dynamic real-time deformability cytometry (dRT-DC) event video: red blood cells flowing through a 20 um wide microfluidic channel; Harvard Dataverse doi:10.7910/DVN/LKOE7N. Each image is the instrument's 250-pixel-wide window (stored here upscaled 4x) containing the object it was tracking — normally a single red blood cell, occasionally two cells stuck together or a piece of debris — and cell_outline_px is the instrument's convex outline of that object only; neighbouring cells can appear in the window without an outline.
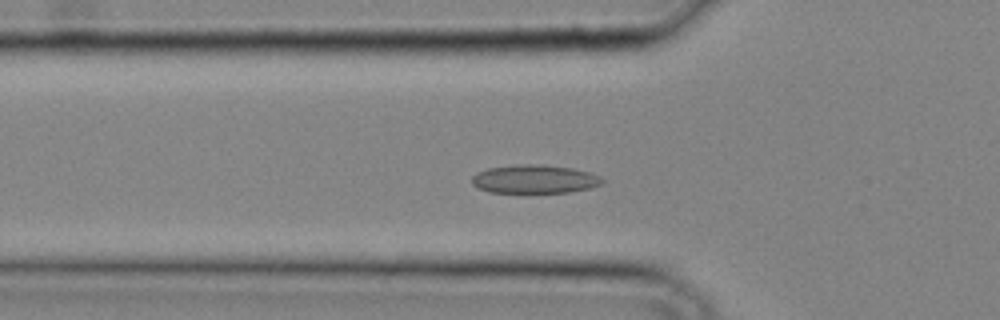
{"species": "common noctule bat (a hibernating species)", "species_latin": "Nyctalus noctula", "temperature_condition": "cold", "stored_images_in_passage": 27, "camera_frame_rate_fps": 3000, "um_per_image_px": 0.085, "animal": {"sex": "male", "body_mass_g": 20.4}, "frame": {"image": 1, "passage_image": 4, "time_ms": 1.0, "image_size_px": [1000, 320], "cell_outline_px": [[604, 180], [600, 184], [592, 188], [568, 192], [488, 192], [472, 184], [472, 176], [476, 172], [488, 168], [516, 164], [540, 164], [572, 168], [588, 172], [600, 176]], "centroid_in_image_um": [45.42, 15.21], "position_along_channel_um": 80.4, "area_um2": 21.62}}
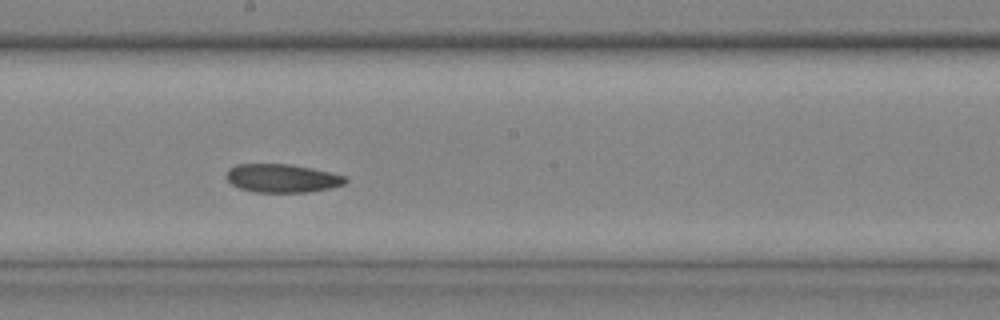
{"frame": {"image": 2, "passage_image": 12, "time_ms": 3.667, "image_size_px": [1000, 320], "cell_outline_px": [[348, 180], [344, 184], [328, 188], [308, 192], [256, 192], [240, 188], [232, 184], [228, 180], [228, 168], [236, 164], [288, 164], [312, 168], [332, 172], [344, 176]], "centroid_in_image_um": [23.99, 15.14], "position_along_channel_um": 224.2, "area_um2": 19.54}}
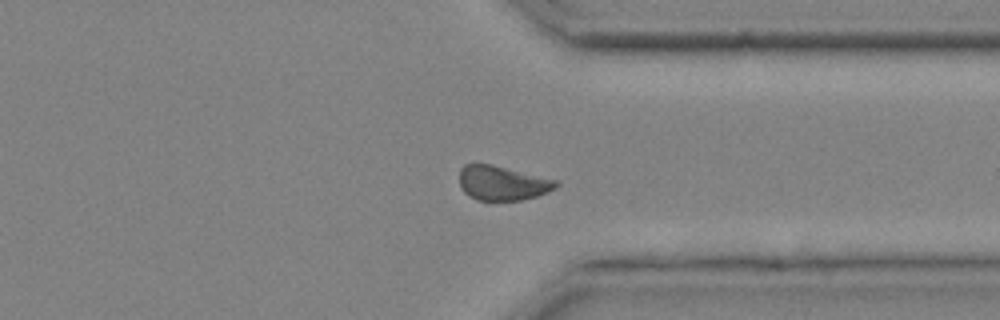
{"frame": {"image": 3, "passage_image": 20, "time_ms": 6.333, "image_size_px": [1000, 320], "cell_outline_px": [[560, 184], [556, 188], [548, 192], [536, 196], [520, 200], [476, 200], [468, 196], [460, 188], [460, 168], [464, 164], [492, 164], [556, 180]], "centroid_in_image_um": [42.68, 15.56], "position_along_channel_um": 368.7, "area_um2": 19.42}}